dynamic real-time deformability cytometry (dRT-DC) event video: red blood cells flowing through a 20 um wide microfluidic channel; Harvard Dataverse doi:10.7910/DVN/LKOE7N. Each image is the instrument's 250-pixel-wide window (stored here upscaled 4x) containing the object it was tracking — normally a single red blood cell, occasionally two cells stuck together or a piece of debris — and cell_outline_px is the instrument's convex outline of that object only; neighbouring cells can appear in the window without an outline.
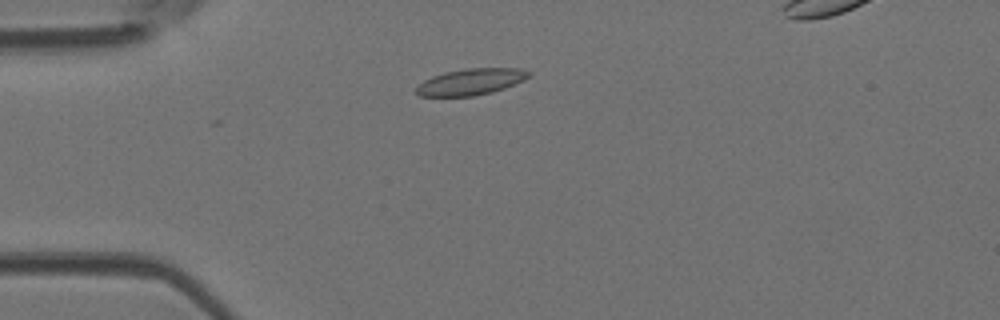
{"species": "Egyptian fruit bat (a non-hibernating species)", "species_latin": "Rousettus aegyptiacus", "temperature_condition": "room temperature", "stored_images_in_passage": 3, "camera_frame_rate_fps": 3000, "um_per_image_px": 0.085, "animal": {"sex": "female"}, "frame": {"image": 1, "passage_image": 2, "time_ms": 0.333, "image_size_px": [1000, 320], "cell_outline_px": [[532, 76], [524, 80], [504, 88], [492, 92], [472, 96], [420, 96], [416, 92], [416, 88], [424, 80], [432, 76], [444, 72], [464, 68], [520, 68], [532, 72]], "centroid_in_image_um": [40.06, 6.94], "position_along_channel_um": 44.9, "area_um2": 17.34}}